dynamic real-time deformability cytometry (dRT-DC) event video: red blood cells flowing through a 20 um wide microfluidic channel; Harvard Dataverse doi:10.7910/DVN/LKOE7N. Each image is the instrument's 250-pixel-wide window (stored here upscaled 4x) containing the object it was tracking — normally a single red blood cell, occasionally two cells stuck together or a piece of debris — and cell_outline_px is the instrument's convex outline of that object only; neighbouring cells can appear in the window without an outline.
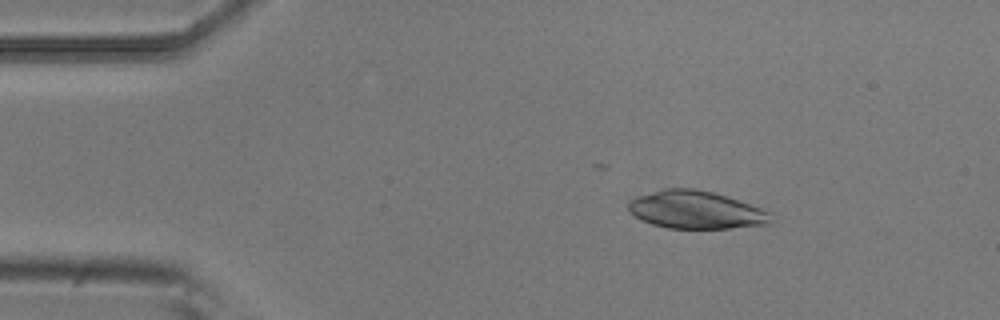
{"species": "common noctule bat (a hibernating species)", "species_latin": "Nyctalus noctula", "temperature_condition": "room temperature", "stored_images_in_passage": 4, "camera_frame_rate_fps": 3000, "um_per_image_px": 0.085, "animal": {"sex": "male", "body_mass_g": 20.5, "forearm_length_mm": 52.5}, "frame": {"image": 1, "passage_image": 2, "time_ms": 0.333, "image_size_px": [1000, 320], "cell_outline_px": [[772, 212], [768, 224], [732, 228], [668, 228], [652, 224], [636, 216], [628, 208], [628, 204], [632, 200], [640, 196], [664, 188], [692, 188], [712, 192]], "centroid_in_image_um": [59.16, 17.84], "position_along_channel_um": 25.8, "area_um2": 30.69}}